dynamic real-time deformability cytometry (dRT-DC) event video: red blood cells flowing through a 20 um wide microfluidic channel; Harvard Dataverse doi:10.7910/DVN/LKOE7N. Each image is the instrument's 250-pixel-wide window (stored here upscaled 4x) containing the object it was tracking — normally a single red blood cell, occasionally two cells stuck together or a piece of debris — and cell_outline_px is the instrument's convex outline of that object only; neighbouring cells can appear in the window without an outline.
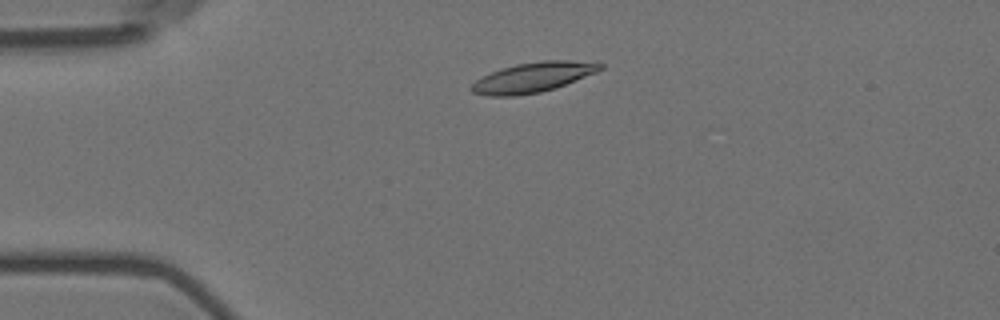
{"species": "Egyptian fruit bat (a non-hibernating species)", "species_latin": "Rousettus aegyptiacus", "temperature_condition": "room temperature", "stored_images_in_passage": 26, "camera_frame_rate_fps": 3000, "um_per_image_px": 0.085, "animal": {"sex": "female"}, "frame": {"image": 1, "passage_image": 1, "time_ms": 0.0, "image_size_px": [1000, 320], "cell_outline_px": [[604, 68], [596, 72], [564, 84], [540, 92], [516, 96], [488, 96], [472, 92], [468, 88], [476, 80], [500, 68], [516, 64], [544, 60], [568, 60], [604, 64]], "centroid_in_image_um": [45.25, 6.57], "position_along_channel_um": 39.7, "area_um2": 22.14}}
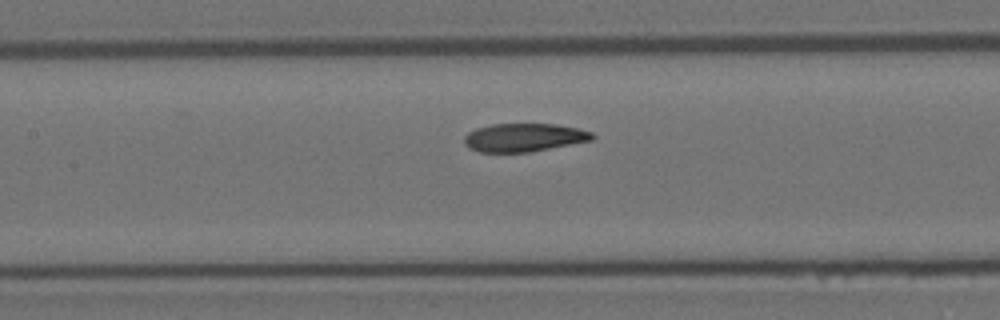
{"frame": {"image": 2, "passage_image": 14, "time_ms": 4.333, "image_size_px": [1000, 320], "cell_outline_px": [[596, 136], [592, 140], [528, 152], [480, 152], [468, 148], [464, 144], [464, 136], [468, 132], [476, 128], [492, 124], [556, 124], [576, 128], [592, 132]], "centroid_in_image_um": [44.5, 11.68], "position_along_channel_um": 162.9, "area_um2": 21.04}}
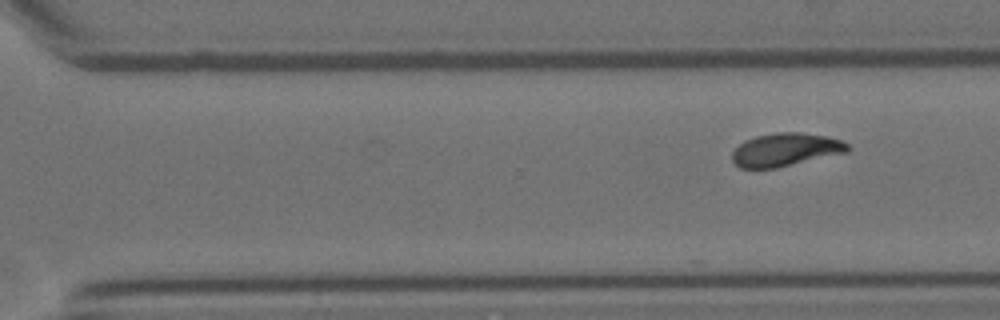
{"frame": {"image": 3, "passage_image": 26, "time_ms": 8.333, "image_size_px": [1000, 320], "cell_outline_px": [[848, 152], [776, 168], [740, 168], [732, 160], [732, 152], [744, 140], [756, 136], [776, 132], [800, 132], [828, 136], [840, 140], [848, 144]], "centroid_in_image_um": [66.76, 12.72], "position_along_channel_um": 303.8, "area_um2": 22.25}}